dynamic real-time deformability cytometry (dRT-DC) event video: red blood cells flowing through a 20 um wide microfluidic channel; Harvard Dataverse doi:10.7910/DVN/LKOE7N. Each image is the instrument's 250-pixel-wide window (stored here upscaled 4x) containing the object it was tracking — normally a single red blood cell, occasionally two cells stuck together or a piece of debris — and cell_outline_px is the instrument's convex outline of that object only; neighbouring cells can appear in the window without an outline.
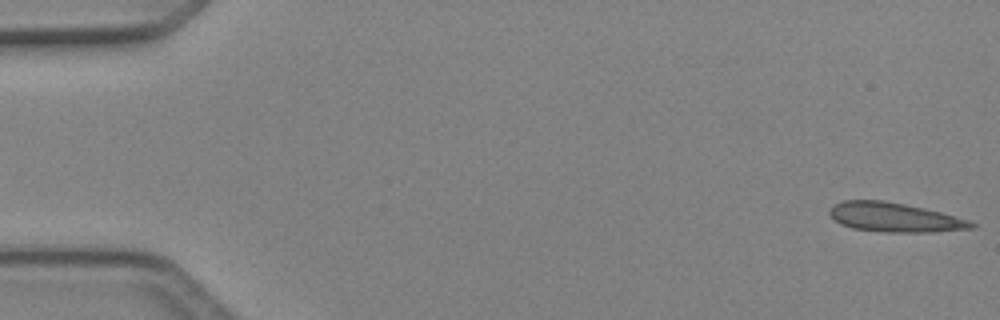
{"species": "Egyptian fruit bat (a non-hibernating species)", "species_latin": "Rousettus aegyptiacus", "temperature_condition": "cold", "stored_images_in_passage": 6, "camera_frame_rate_fps": 3000, "um_per_image_px": 0.085, "animal": {"sex": "female"}, "frame": {"image": 1, "passage_image": 1, "time_ms": 0.0, "image_size_px": [1000, 320], "cell_outline_px": [[976, 228], [936, 232], [884, 232], [852, 228], [840, 224], [828, 212], [832, 204], [844, 200], [884, 200], [924, 208], [940, 212], [968, 220], [976, 224]], "centroid_in_image_um": [76.03, 18.47], "position_along_channel_um": 9.0, "area_um2": 24.22}}
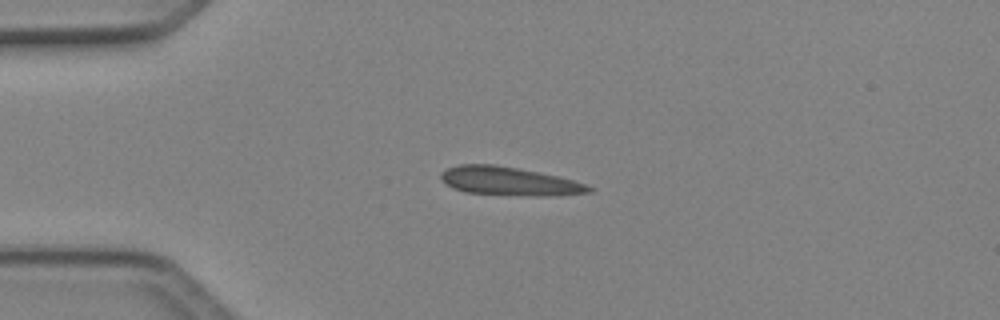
{"frame": {"image": 2, "passage_image": 4, "time_ms": 1.0, "image_size_px": [1000, 320], "cell_outline_px": [[596, 188], [592, 192], [556, 196], [532, 196], [464, 192], [452, 188], [444, 184], [440, 180], [440, 172], [448, 168], [460, 164], [496, 164], [560, 176]], "centroid_in_image_um": [43.27, 15.4], "position_along_channel_um": 41.7, "area_um2": 24.91}}
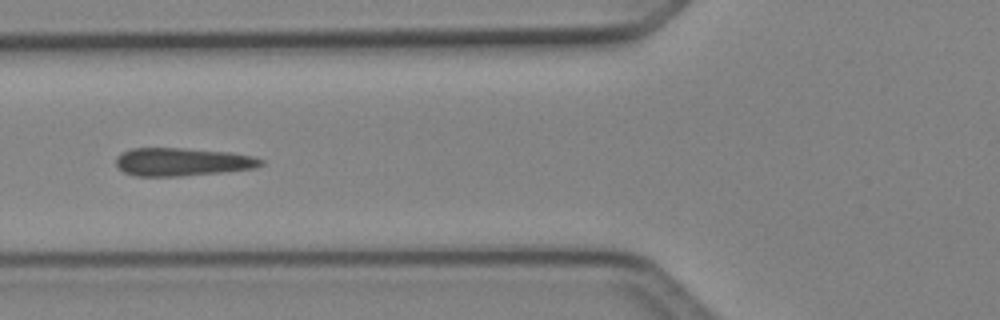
{"frame": {"image": 3, "passage_image": 6, "time_ms": 1.667, "image_size_px": [1000, 320], "cell_outline_px": [[264, 164], [256, 168], [220, 172], [180, 176], [136, 176], [124, 172], [116, 164], [116, 156], [132, 148], [180, 148], [228, 152], [248, 156], [264, 160]], "centroid_in_image_um": [15.47, 13.76], "position_along_channel_um": 110.3, "area_um2": 23.41}}